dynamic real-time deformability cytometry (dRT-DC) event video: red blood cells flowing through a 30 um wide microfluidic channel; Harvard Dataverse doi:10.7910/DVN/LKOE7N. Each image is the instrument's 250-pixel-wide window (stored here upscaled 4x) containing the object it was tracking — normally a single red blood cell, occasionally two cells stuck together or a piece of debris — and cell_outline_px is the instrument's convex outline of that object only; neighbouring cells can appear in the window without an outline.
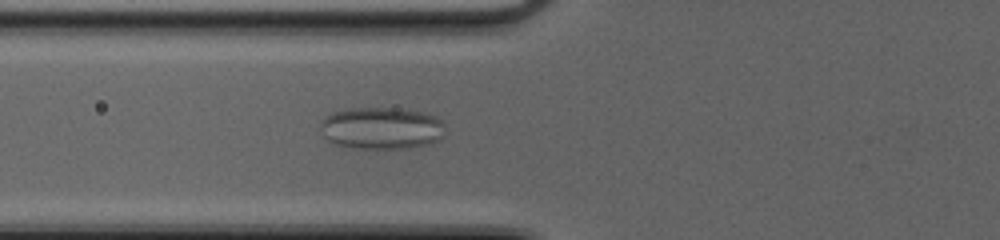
{"species": "common noctule bat (a hibernating species)", "species_latin": "Nyctalus noctula", "temperature_condition": "cold", "stored_images_in_passage": 55, "camera_frame_rate_fps": 3000, "um_per_image_px": 0.085, "animal": {"sex": "female", "body_mass_g": 20.0, "forearm_length_mm": 54.0}, "frame": {"image": 1, "passage_image": 24, "time_ms": 7.667, "image_size_px": [1000, 240], "cell_outline_px": [[444, 124], [440, 136], [432, 144], [408, 148], [352, 148], [332, 144], [324, 136], [320, 128], [320, 124], [332, 112], [352, 108], [400, 108], [420, 112], [436, 116]], "centroid_in_image_um": [32.4, 10.9], "position_along_channel_um": 93.4, "area_um2": 30.46}}
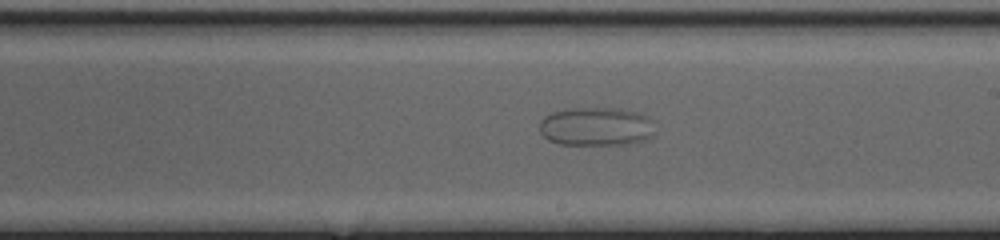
{"frame": {"image": 2, "passage_image": 35, "time_ms": 11.333, "image_size_px": [1000, 240], "cell_outline_px": [[652, 136], [644, 140], [628, 144], [560, 144], [548, 140], [540, 132], [540, 120], [544, 116], [552, 112], [572, 108], [620, 108], [636, 112], [648, 116], [652, 120]], "centroid_in_image_um": [50.66, 10.75], "position_along_channel_um": 238.3, "area_um2": 25.95}}
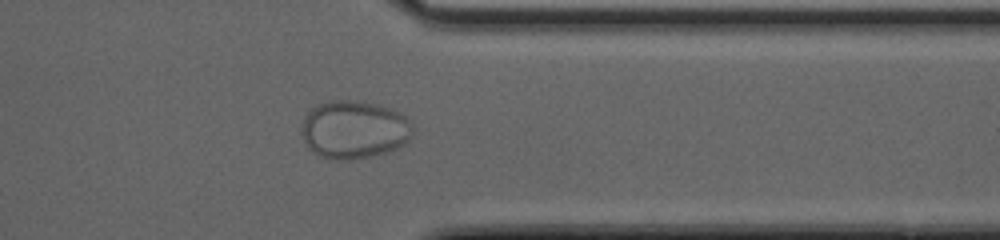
{"frame": {"image": 3, "passage_image": 46, "time_ms": 15.0, "image_size_px": [1000, 240], "cell_outline_px": [[412, 128], [408, 140], [404, 144], [396, 148], [384, 152], [368, 156], [348, 160], [336, 160], [320, 156], [308, 148], [304, 140], [304, 116], [312, 108], [328, 100], [356, 100], [376, 104], [388, 108], [404, 116], [412, 124]], "centroid_in_image_um": [30.08, 11.01], "position_along_channel_um": 381.3, "area_um2": 36.99}}